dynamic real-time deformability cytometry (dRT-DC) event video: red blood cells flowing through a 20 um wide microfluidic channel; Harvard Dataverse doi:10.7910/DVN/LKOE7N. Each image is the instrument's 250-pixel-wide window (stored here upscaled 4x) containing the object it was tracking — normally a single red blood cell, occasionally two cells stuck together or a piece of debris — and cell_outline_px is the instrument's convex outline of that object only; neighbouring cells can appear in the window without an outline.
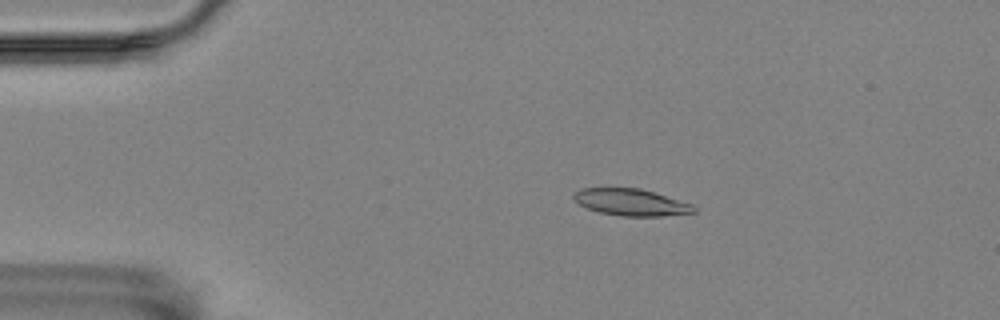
{"species": "Egyptian fruit bat (a non-hibernating species)", "species_latin": "Rousettus aegyptiacus", "temperature_condition": "room temperature", "stored_images_in_passage": 20, "camera_frame_rate_fps": 3000, "um_per_image_px": 0.085, "animal": {"sex": "female"}, "frame": {"image": 1, "passage_image": 11, "time_ms": 3.333, "image_size_px": [1000, 320], "cell_outline_px": [[696, 212], [660, 216], [620, 216], [600, 212], [588, 208], [580, 204], [572, 196], [580, 188], [640, 188], [692, 204], [696, 208]], "centroid_in_image_um": [53.64, 17.19], "position_along_channel_um": 31.4, "area_um2": 18.5}}